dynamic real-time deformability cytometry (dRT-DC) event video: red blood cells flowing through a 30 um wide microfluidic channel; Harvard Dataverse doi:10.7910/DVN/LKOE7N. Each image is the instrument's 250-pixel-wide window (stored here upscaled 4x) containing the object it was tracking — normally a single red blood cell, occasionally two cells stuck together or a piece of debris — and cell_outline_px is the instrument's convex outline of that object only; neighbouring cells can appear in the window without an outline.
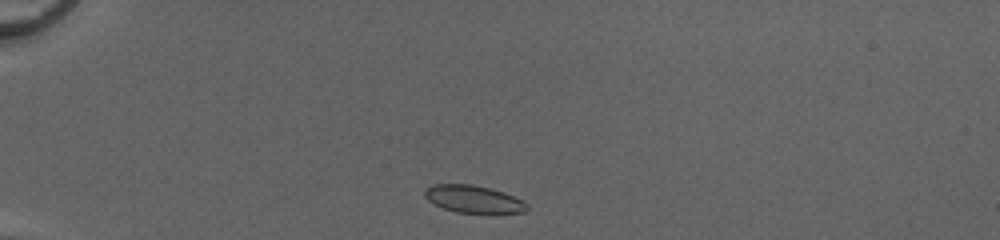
{"species": "common noctule bat (a hibernating species)", "species_latin": "Nyctalus noctula", "temperature_condition": "cold", "stored_images_in_passage": 38, "camera_frame_rate_fps": 3000, "um_per_image_px": 0.085, "animal": {"sex": "female", "body_mass_g": 20.0, "forearm_length_mm": 54.0}, "frame": {"image": 1, "passage_image": 1, "time_ms": 0.0, "image_size_px": [1000, 240], "cell_outline_px": [[528, 208], [524, 212], [456, 212], [444, 208], [428, 200], [424, 196], [424, 188], [432, 184], [472, 184], [492, 188], [504, 192], [524, 200], [528, 204]], "centroid_in_image_um": [40.24, 16.89], "position_along_channel_um": 44.8, "area_um2": 16.3}}
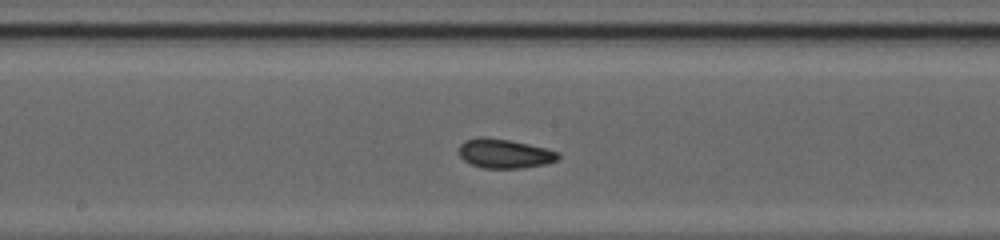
{"frame": {"image": 2, "passage_image": 16, "time_ms": 5.0, "image_size_px": [1000, 240], "cell_outline_px": [[560, 156], [556, 160], [544, 164], [520, 168], [484, 168], [472, 164], [464, 160], [460, 156], [460, 144], [464, 140], [476, 136], [484, 136], [508, 140], [528, 144], [560, 152]], "centroid_in_image_um": [42.86, 13.04], "position_along_channel_um": 205.3, "area_um2": 16.82}}
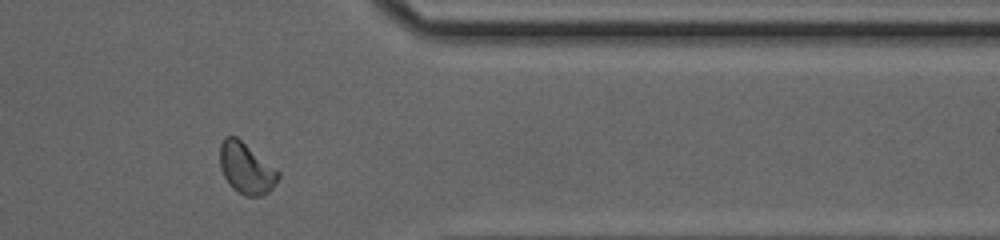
{"frame": {"image": 3, "passage_image": 30, "time_ms": 9.667, "image_size_px": [1000, 240], "cell_outline_px": [[280, 176], [272, 188], [268, 192], [260, 196], [244, 196], [232, 188], [224, 176], [220, 168], [220, 144], [224, 136], [236, 136], [280, 172]], "centroid_in_image_um": [20.91, 14.31], "position_along_channel_um": 390.5, "area_um2": 17.22}, "authors_computed_cell_mechanics": {"area_um2": 16.6464, "velocity_mm_per_s": 4.1344, "shape_relaxation_time_tau1_ms": 3.7095, "shape_relaxation_time_tau2_ms": 1.1846, "deformation_change_tau1": 0.1068, "deformation_change_tau2": 0.0661}}